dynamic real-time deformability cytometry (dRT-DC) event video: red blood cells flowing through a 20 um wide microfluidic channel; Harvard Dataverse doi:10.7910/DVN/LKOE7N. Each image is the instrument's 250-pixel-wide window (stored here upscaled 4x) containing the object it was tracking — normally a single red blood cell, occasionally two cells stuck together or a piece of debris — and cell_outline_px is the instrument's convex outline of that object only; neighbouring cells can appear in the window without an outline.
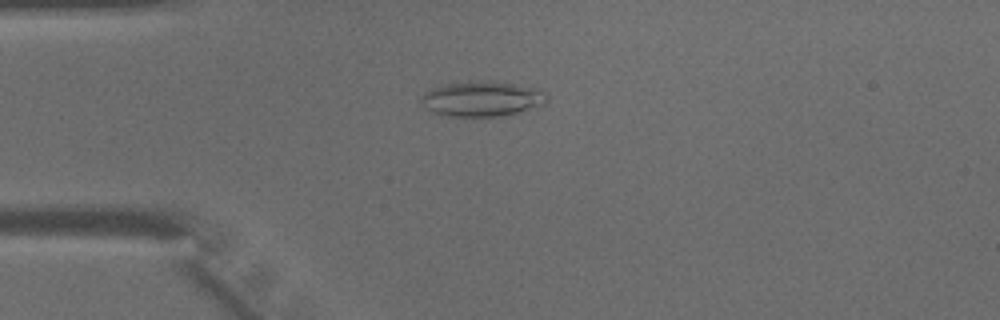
{"species": "common noctule bat (a hibernating species)", "species_latin": "Nyctalus noctula", "temperature_condition": "warm", "stored_images_in_passage": 44, "camera_frame_rate_fps": 3000, "um_per_image_px": 0.085, "animal": {"sex": "male", "body_mass_g": 15.6}, "frame": {"image": 1, "passage_image": 11, "time_ms": 3.333, "image_size_px": [1000, 320], "cell_outline_px": [[548, 100], [544, 104], [512, 116], [448, 116], [432, 112], [420, 100], [420, 96], [424, 92], [432, 88], [444, 84], [468, 80], [484, 80], [512, 84], [536, 88], [544, 92], [548, 96]], "centroid_in_image_um": [40.99, 8.4], "position_along_channel_um": 44.0, "area_um2": 26.13}}
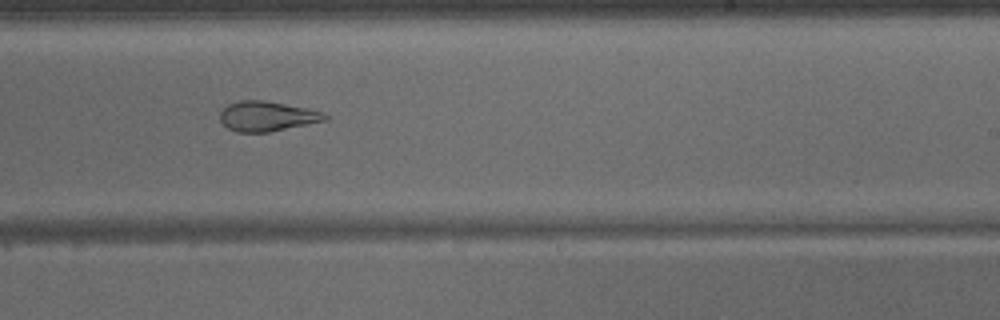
{"frame": {"image": 2, "passage_image": 27, "time_ms": 8.667, "image_size_px": [1000, 320], "cell_outline_px": [[328, 120], [268, 132], [236, 132], [228, 128], [220, 120], [220, 112], [228, 104], [240, 100], [264, 100], [308, 108], [324, 112], [328, 116]], "centroid_in_image_um": [22.71, 9.87], "position_along_channel_um": 266.3, "area_um2": 18.32}}
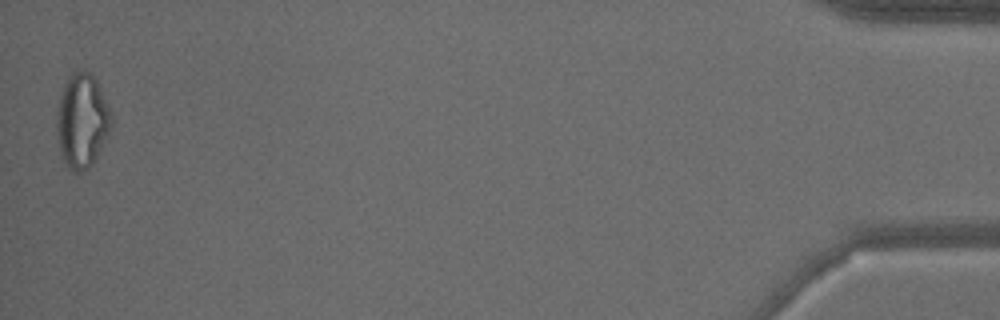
{"frame": {"image": 3, "passage_image": 44, "time_ms": 14.333, "image_size_px": [1000, 320], "cell_outline_px": [[112, 128], [92, 164], [84, 172], [72, 172], [60, 156], [56, 132], [56, 112], [60, 96], [64, 84], [72, 72], [76, 68], [92, 72], [112, 112]], "centroid_in_image_um": [6.96, 10.25], "position_along_channel_um": 428.2, "area_um2": 30.58}}